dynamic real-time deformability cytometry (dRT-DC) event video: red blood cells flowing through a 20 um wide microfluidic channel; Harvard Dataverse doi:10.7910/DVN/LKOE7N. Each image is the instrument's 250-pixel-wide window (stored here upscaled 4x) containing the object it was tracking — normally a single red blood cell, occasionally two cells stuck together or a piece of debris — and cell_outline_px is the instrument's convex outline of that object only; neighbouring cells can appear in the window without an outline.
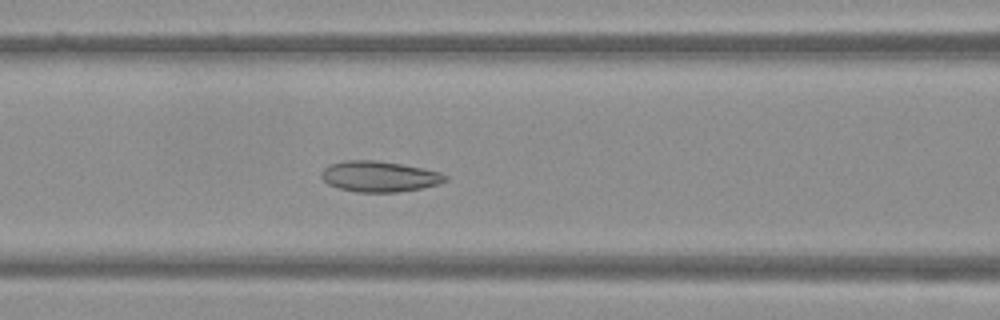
{"species": "Egyptian fruit bat (a non-hibernating species)", "species_latin": "Rousettus aegyptiacus", "temperature_condition": "warm", "stored_images_in_passage": 35, "camera_frame_rate_fps": 3000, "um_per_image_px": 0.085, "frame": {"image": 1, "passage_image": 6, "time_ms": 1.667, "image_size_px": [1000, 320], "cell_outline_px": [[448, 180], [440, 184], [420, 188], [396, 192], [356, 192], [340, 188], [328, 184], [320, 176], [320, 172], [324, 168], [332, 164], [344, 160], [376, 160], [400, 164], [440, 172], [448, 176]], "centroid_in_image_um": [32.24, 15.0], "position_along_channel_um": 134.4, "area_um2": 22.08}}
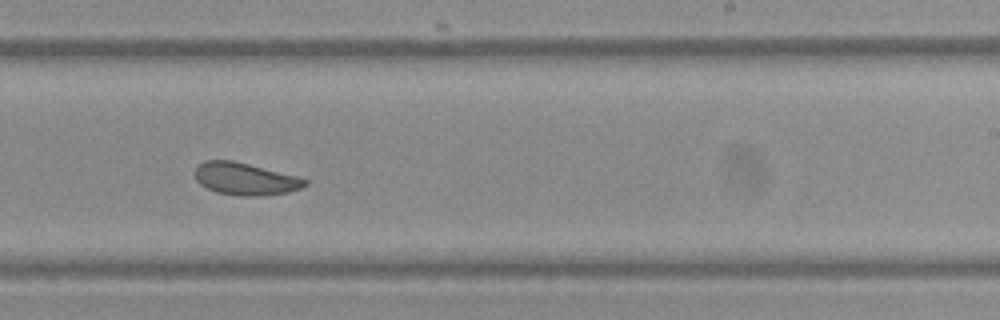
{"frame": {"image": 2, "passage_image": 16, "time_ms": 5.0, "image_size_px": [1000, 320], "cell_outline_px": [[308, 184], [300, 188], [288, 192], [256, 196], [240, 196], [216, 192], [200, 184], [196, 180], [196, 168], [204, 160], [232, 160], [296, 176], [308, 180]], "centroid_in_image_um": [20.83, 15.21], "position_along_channel_um": 268.2, "area_um2": 20.4}}
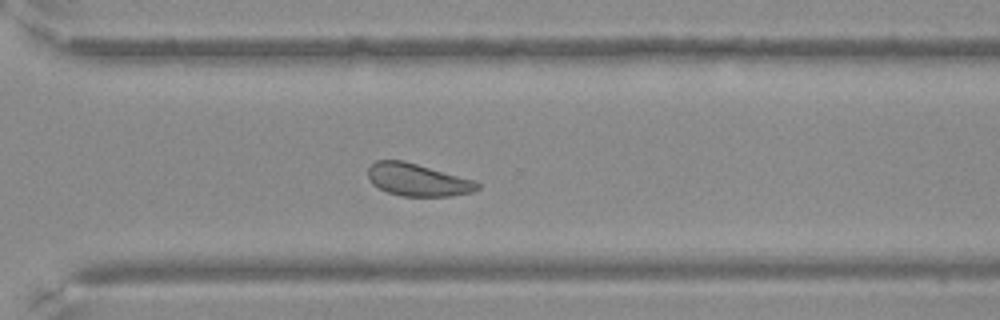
{"frame": {"image": 3, "passage_image": 21, "time_ms": 6.667, "image_size_px": [1000, 320], "cell_outline_px": [[480, 188], [472, 192], [452, 196], [400, 196], [388, 192], [372, 184], [368, 176], [368, 168], [376, 160], [404, 160], [476, 180], [480, 184]], "centroid_in_image_um": [35.53, 15.28], "position_along_channel_um": 335.1, "area_um2": 20.87}}